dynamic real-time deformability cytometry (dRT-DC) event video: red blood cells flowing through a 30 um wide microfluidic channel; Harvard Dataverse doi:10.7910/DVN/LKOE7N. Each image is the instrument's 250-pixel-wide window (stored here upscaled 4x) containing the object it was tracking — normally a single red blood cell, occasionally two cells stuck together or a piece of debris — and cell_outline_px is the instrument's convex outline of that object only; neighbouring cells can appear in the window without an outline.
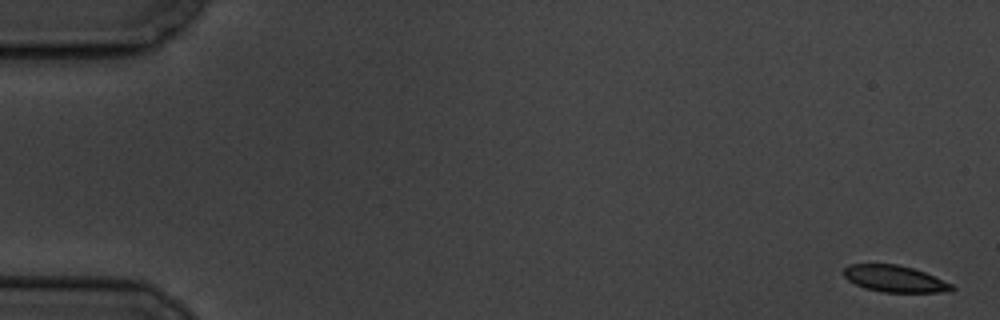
{"species": "common noctule bat (a hibernating species)", "species_latin": "Nyctalus noctula", "temperature_condition": "cold", "stored_images_in_passage": 8, "camera_frame_rate_fps": 3000, "um_per_image_px": 0.085, "animal": {"sex": "male", "body_mass_g": 19.5, "forearm_length_mm": 54.6}, "frame": {"image": 1, "passage_image": 1, "time_ms": 0.0, "image_size_px": [1000, 320], "cell_outline_px": [[956, 288], [952, 292], [880, 292], [864, 288], [848, 280], [840, 272], [848, 264], [896, 264], [912, 268], [924, 272], [952, 284]], "centroid_in_image_um": [76.02, 23.7], "position_along_channel_um": 9.0, "area_um2": 16.88}}
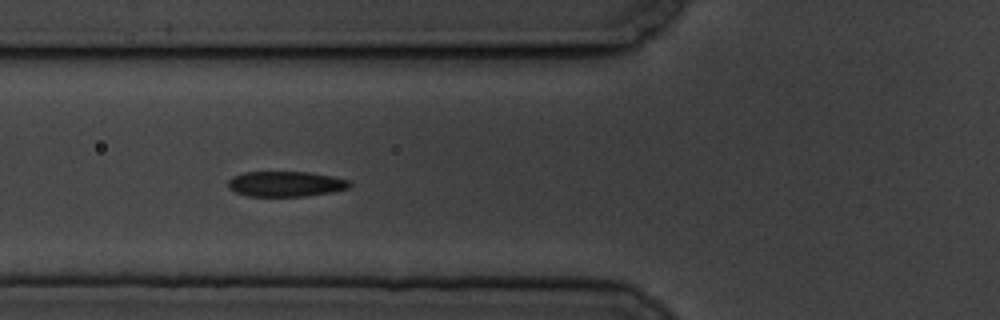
{"frame": {"image": 2, "passage_image": 7, "time_ms": 7.0, "image_size_px": [1000, 320], "cell_outline_px": [[352, 184], [348, 188], [332, 192], [304, 196], [248, 196], [236, 192], [228, 188], [228, 180], [232, 176], [244, 172], [308, 172], [332, 176], [348, 180]], "centroid_in_image_um": [24.26, 15.63], "position_along_channel_um": 101.5, "area_um2": 17.92}}
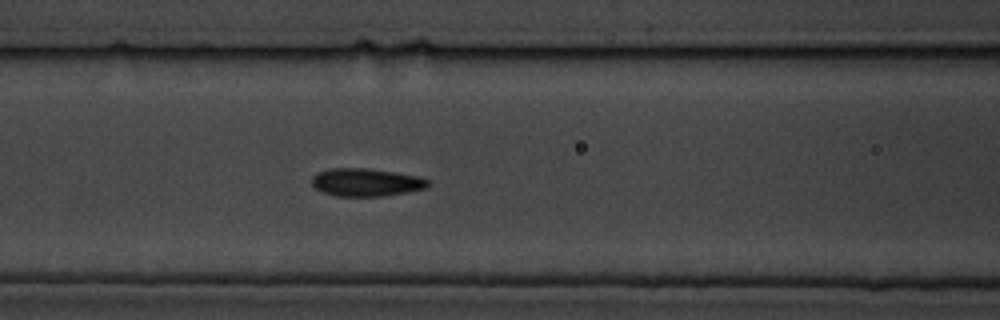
{"frame": {"image": 3, "passage_image": 8, "time_ms": 8.0, "image_size_px": [1000, 320], "cell_outline_px": [[428, 188], [380, 196], [336, 196], [320, 192], [312, 184], [312, 176], [316, 172], [332, 168], [364, 168], [396, 172], [420, 176], [428, 180]], "centroid_in_image_um": [31.09, 15.49], "position_along_channel_um": 135.5, "area_um2": 18.9}}